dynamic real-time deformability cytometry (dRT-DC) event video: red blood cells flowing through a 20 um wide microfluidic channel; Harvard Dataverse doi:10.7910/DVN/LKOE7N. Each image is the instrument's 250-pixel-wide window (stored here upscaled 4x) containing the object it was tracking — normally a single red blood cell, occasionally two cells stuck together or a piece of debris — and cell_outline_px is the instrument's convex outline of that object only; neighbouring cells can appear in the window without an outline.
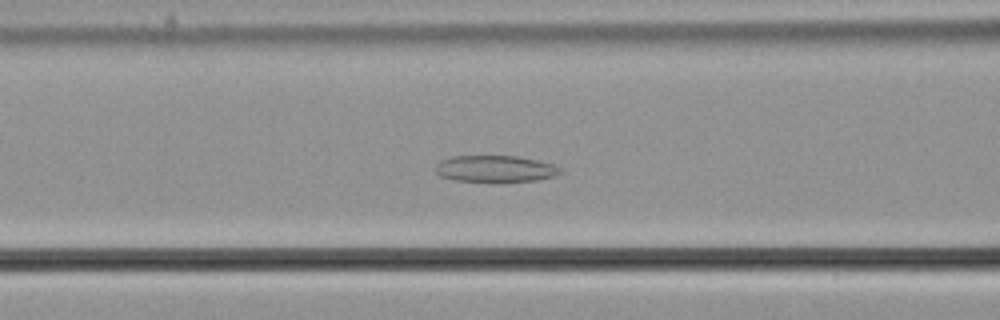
{"species": "common noctule bat (a hibernating species)", "species_latin": "Nyctalus noctula", "temperature_condition": "cold", "stored_images_in_passage": 50, "camera_frame_rate_fps": 3000, "um_per_image_px": 0.085, "animal": {"sex": "male", "body_mass_g": 21.5, "forearm_length_mm": 52.0}, "frame": {"image": 1, "passage_image": 24, "time_ms": 7.667, "image_size_px": [1000, 320], "cell_outline_px": [[564, 172], [556, 176], [536, 180], [500, 184], [456, 180], [440, 176], [436, 172], [436, 164], [440, 160], [452, 156], [516, 156], [556, 164]], "centroid_in_image_um": [42.14, 14.38], "position_along_channel_um": 124.5, "area_um2": 20.11}}
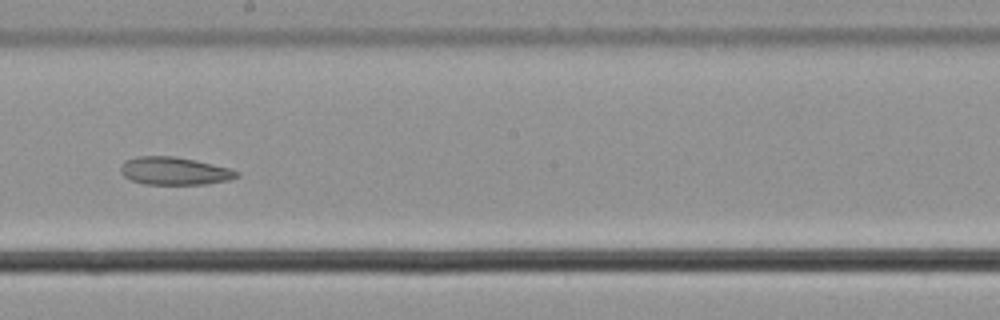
{"frame": {"image": 2, "passage_image": 33, "time_ms": 10.667, "image_size_px": [1000, 320], "cell_outline_px": [[240, 176], [228, 180], [208, 184], [144, 184], [132, 180], [124, 176], [120, 172], [120, 164], [124, 160], [136, 156], [176, 156], [196, 160], [228, 168], [240, 172]], "centroid_in_image_um": [14.8, 14.52], "position_along_channel_um": 233.4, "area_um2": 18.96}}
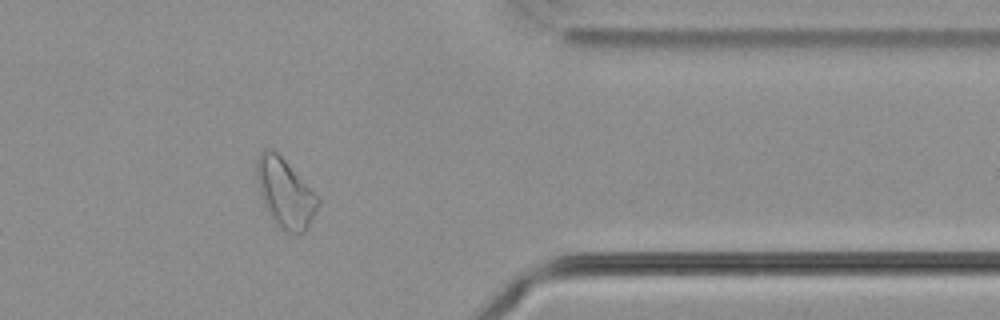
{"frame": {"image": 3, "passage_image": 47, "time_ms": 15.333, "image_size_px": [1000, 320], "cell_outline_px": [[320, 204], [308, 228], [304, 232], [284, 232], [276, 228], [264, 204], [260, 192], [256, 176], [256, 160], [260, 152], [264, 148], [272, 148], [320, 196]], "centroid_in_image_um": [24.25, 16.43], "position_along_channel_um": 387.2, "area_um2": 24.91}, "authors_computed_cell_mechanics": {"area_um2": 21.5305, "velocity_mm_per_s": 3.6336, "shape_relaxation_time_tau1_ms": null, "shape_relaxation_time_tau2_ms": 6.8693, "deformation_change_tau1": null, "deformation_change_tau2": 0.1336}}